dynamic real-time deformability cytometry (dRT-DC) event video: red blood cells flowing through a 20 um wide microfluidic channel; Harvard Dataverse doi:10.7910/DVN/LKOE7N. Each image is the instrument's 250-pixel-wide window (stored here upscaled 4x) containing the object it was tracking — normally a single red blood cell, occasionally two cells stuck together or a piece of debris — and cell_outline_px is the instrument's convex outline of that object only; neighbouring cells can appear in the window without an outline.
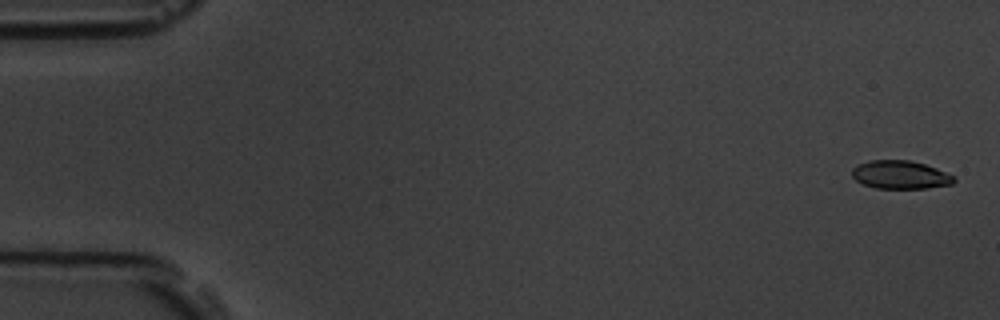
{"species": "common noctule bat (a hibernating species)", "species_latin": "Nyctalus noctula", "temperature_condition": "room temperature", "stored_images_in_passage": 5, "camera_frame_rate_fps": 3000, "um_per_image_px": 0.085, "animal": {"sex": "male", "body_mass_g": 19.5, "forearm_length_mm": 54.6}, "frame": {"image": 1, "passage_image": 1, "time_ms": 0.0, "image_size_px": [1000, 320], "cell_outline_px": [[956, 180], [952, 184], [924, 188], [876, 188], [864, 184], [856, 180], [852, 176], [852, 168], [868, 160], [908, 160], [924, 164], [936, 168], [952, 176]], "centroid_in_image_um": [76.5, 14.85], "position_along_channel_um": 8.5, "area_um2": 16.53}}